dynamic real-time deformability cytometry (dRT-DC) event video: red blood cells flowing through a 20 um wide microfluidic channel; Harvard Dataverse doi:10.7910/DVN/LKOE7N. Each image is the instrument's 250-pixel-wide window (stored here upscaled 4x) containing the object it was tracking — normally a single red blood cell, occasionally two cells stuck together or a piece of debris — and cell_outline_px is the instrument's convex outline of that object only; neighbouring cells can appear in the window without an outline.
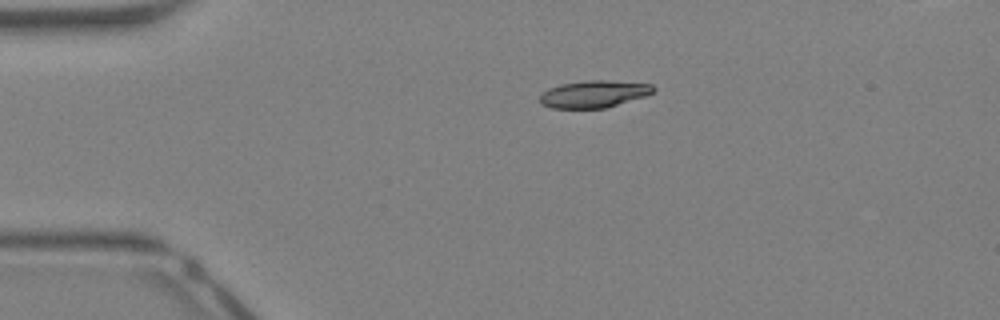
{"species": "Egyptian fruit bat (a non-hibernating species)", "species_latin": "Rousettus aegyptiacus", "temperature_condition": "warm", "stored_images_in_passage": 35, "camera_frame_rate_fps": 3000, "um_per_image_px": 0.085, "animal": {"sex": "female"}, "frame": {"image": 1, "passage_image": 1, "time_ms": 0.0, "image_size_px": [1000, 320], "cell_outline_px": [[656, 88], [652, 92], [644, 96], [604, 108], [552, 108], [540, 104], [540, 92], [548, 88], [560, 84], [584, 80], [608, 80], [652, 84]], "centroid_in_image_um": [50.42, 7.98], "position_along_channel_um": 34.6, "area_um2": 17.98}}
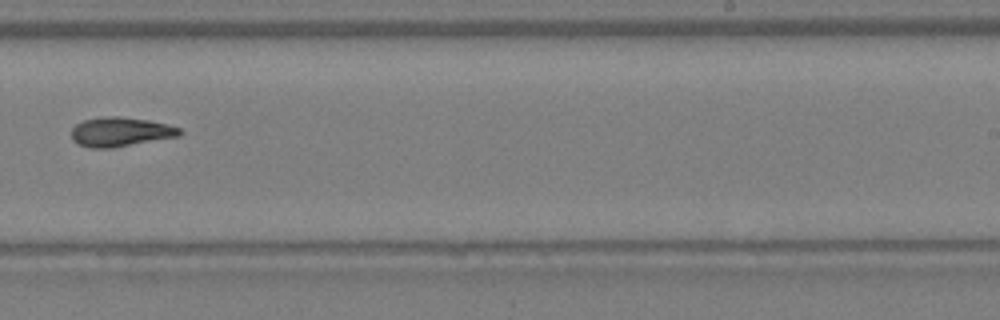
{"frame": {"image": 2, "passage_image": 19, "time_ms": 6.0, "image_size_px": [1000, 320], "cell_outline_px": [[184, 132], [180, 136], [112, 148], [88, 148], [76, 144], [72, 140], [72, 128], [76, 124], [84, 120], [108, 116], [120, 116], [148, 120], [168, 124], [180, 128]], "centroid_in_image_um": [10.25, 11.22], "position_along_channel_um": 278.8, "area_um2": 18.67}}
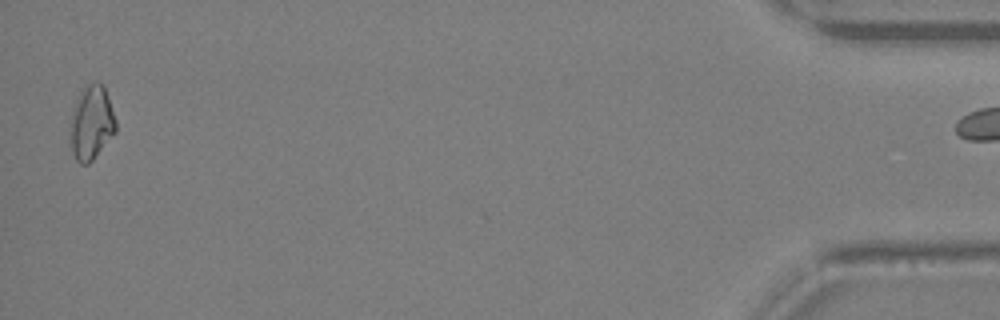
{"frame": {"image": 3, "passage_image": 34, "time_ms": 11.0, "image_size_px": [1000, 320], "cell_outline_px": [[116, 132], [92, 160], [88, 164], [80, 164], [76, 160], [72, 152], [72, 108], [80, 92], [88, 84], [104, 84], [116, 120]], "centroid_in_image_um": [7.8, 10.44], "position_along_channel_um": 427.4, "area_um2": 19.25}, "authors_computed_cell_mechanics": {"area_um2": 17.9758, "velocity_mm_per_s": 4.8104, "shape_relaxation_time_tau1_ms": 7.5473, "shape_relaxation_time_tau2_ms": 7.481, "deformation_change_tau1": 0.2091, "deformation_change_tau2": 0.1528}}